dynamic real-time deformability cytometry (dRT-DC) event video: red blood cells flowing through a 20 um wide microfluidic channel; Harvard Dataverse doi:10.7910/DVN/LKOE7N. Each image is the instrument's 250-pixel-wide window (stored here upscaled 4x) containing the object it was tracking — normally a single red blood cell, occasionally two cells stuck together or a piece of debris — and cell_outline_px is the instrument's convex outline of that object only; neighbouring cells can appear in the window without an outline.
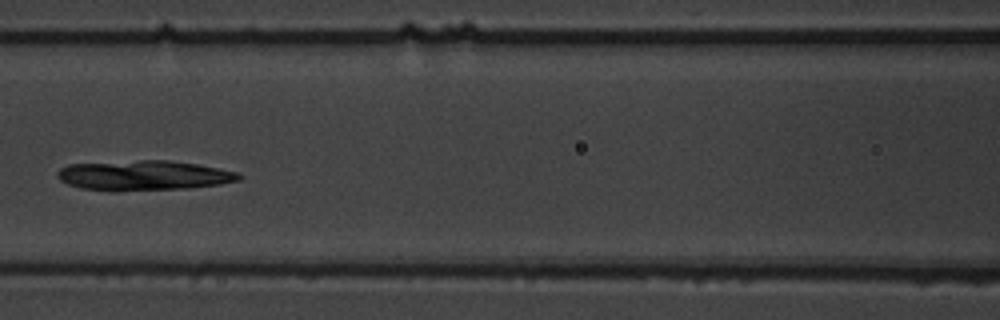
{"species": "common noctule bat (a hibernating species)", "species_latin": "Nyctalus noctula", "temperature_condition": "warm", "stored_images_in_passage": 7, "camera_frame_rate_fps": 3000, "um_per_image_px": 0.085, "animal": {"sex": "male", "body_mass_g": 19.5, "forearm_length_mm": 54.6}, "frame": {"image": 1, "passage_image": 7, "time_ms": 7.0, "image_size_px": [1000, 320], "cell_outline_px": [[244, 176], [240, 180], [220, 184], [188, 188], [116, 192], [112, 192], [80, 188], [68, 184], [60, 180], [56, 176], [56, 172], [60, 168], [68, 164], [140, 160], [168, 160], [196, 164], [236, 172]], "centroid_in_image_um": [12.16, 14.93], "position_along_channel_um": 154.4, "area_um2": 32.02}}